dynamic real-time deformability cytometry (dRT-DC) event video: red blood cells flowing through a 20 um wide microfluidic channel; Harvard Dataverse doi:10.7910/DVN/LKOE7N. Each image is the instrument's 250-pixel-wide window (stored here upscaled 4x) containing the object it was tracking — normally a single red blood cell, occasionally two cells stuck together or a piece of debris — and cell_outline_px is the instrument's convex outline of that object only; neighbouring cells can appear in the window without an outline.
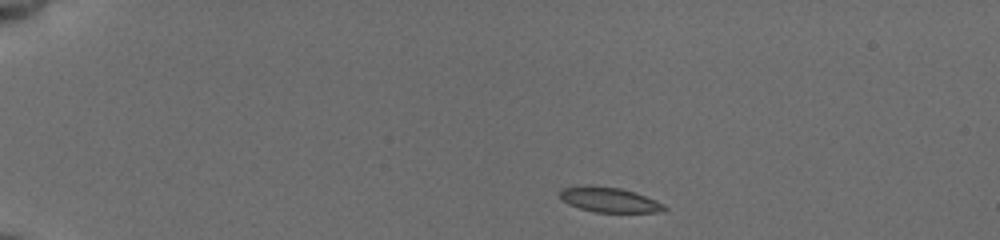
{"species": "common noctule bat (a hibernating species)", "species_latin": "Nyctalus noctula", "temperature_condition": "cold", "stored_images_in_passage": 44, "camera_frame_rate_fps": 3000, "um_per_image_px": 0.085, "animal": {"sex": "female", "body_mass_g": 19.5, "forearm_length_mm": 54.1}, "frame": {"image": 1, "passage_image": 1, "time_ms": 0.0, "image_size_px": [1000, 240], "cell_outline_px": [[668, 208], [664, 212], [596, 212], [580, 208], [568, 204], [560, 196], [560, 192], [564, 188], [588, 184], [620, 188], [644, 196], [664, 204]], "centroid_in_image_um": [51.8, 16.98], "position_along_channel_um": 33.2, "area_um2": 15.03}}
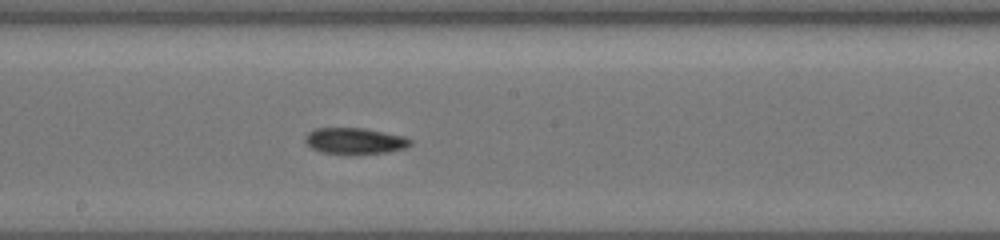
{"frame": {"image": 2, "passage_image": 28, "time_ms": 7.0, "image_size_px": [1000, 240], "cell_outline_px": [[412, 144], [404, 148], [388, 152], [356, 156], [348, 156], [320, 152], [312, 148], [304, 140], [308, 132], [316, 128], [360, 128], [404, 136], [412, 140]], "centroid_in_image_um": [30.15, 12.02], "position_along_channel_um": 218.1, "area_um2": 16.47}}
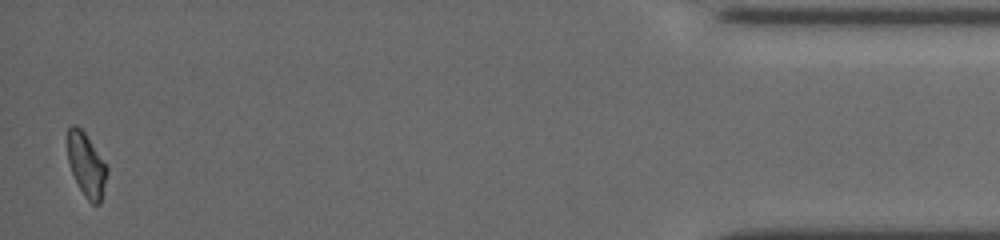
{"frame": {"image": 3, "passage_image": 44, "time_ms": 14.333, "image_size_px": [1000, 240], "cell_outline_px": [[108, 172], [100, 204], [92, 204], [84, 196], [72, 172], [68, 160], [68, 128], [72, 124], [76, 124], [84, 132], [108, 168]], "centroid_in_image_um": [7.35, 14.03], "position_along_channel_um": 427.9, "area_um2": 14.33}, "authors_computed_cell_mechanics": {"area_um2": 15.7794, "velocity_mm_per_s": 3.8196, "shape_relaxation_time_tau1_ms": 10.6372, "shape_relaxation_time_tau2_ms": null, "deformation_change_tau1": 0.1841, "deformation_change_tau2": null}}